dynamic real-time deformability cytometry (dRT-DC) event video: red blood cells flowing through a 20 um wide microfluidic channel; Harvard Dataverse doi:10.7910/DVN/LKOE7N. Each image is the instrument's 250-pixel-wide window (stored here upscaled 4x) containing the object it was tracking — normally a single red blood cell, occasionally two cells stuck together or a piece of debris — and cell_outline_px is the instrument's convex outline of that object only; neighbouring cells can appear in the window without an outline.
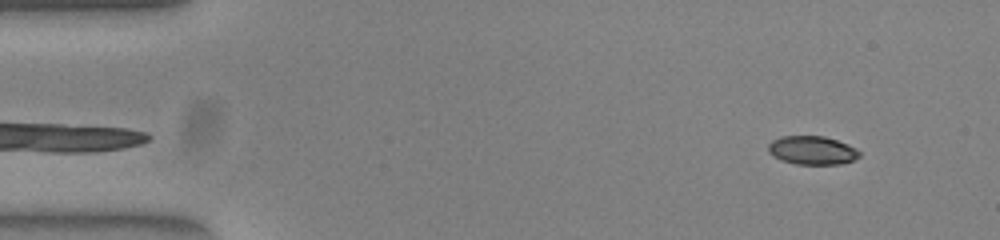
{"species": "common noctule bat (a hibernating species)", "species_latin": "Nyctalus noctula", "temperature_condition": "warm", "stored_images_in_passage": 51, "camera_frame_rate_fps": 3000, "um_per_image_px": 0.085, "animal": {"sex": "female", "body_mass_g": 23.0, "forearm_length_mm": 53.4}, "frame": {"image": 1, "passage_image": 3, "time_ms": 0.667, "image_size_px": [1000, 240], "cell_outline_px": [[860, 156], [852, 160], [840, 164], [796, 164], [780, 160], [772, 156], [768, 152], [768, 144], [772, 140], [780, 136], [824, 136], [848, 144], [856, 148], [860, 152]], "centroid_in_image_um": [69.0, 12.77], "position_along_channel_um": 16.0, "area_um2": 15.26}}
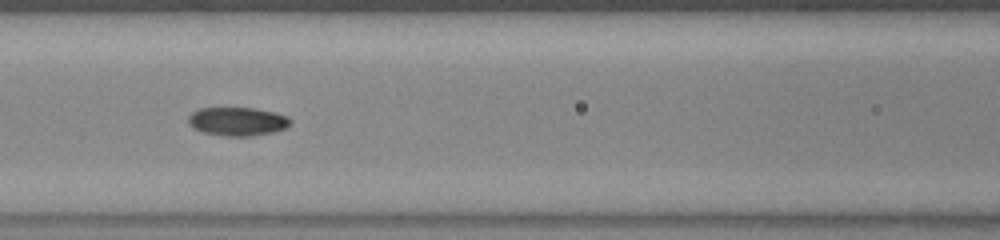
{"frame": {"image": 2, "passage_image": 21, "time_ms": 6.667, "image_size_px": [1000, 240], "cell_outline_px": [[292, 120], [284, 128], [272, 132], [248, 136], [224, 136], [204, 132], [192, 128], [188, 124], [188, 116], [192, 112], [200, 108], [256, 108], [288, 116]], "centroid_in_image_um": [20.14, 10.31], "position_along_channel_um": 146.5, "area_um2": 16.88}}
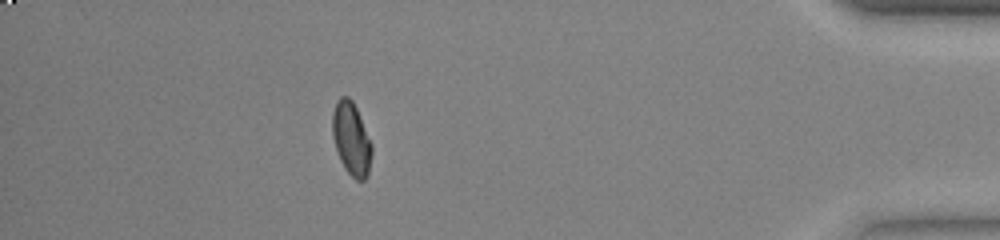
{"frame": {"image": 3, "passage_image": 45, "time_ms": 14.667, "image_size_px": [1000, 240], "cell_outline_px": [[372, 152], [368, 176], [364, 180], [356, 180], [344, 168], [340, 160], [332, 136], [332, 112], [336, 100], [340, 96], [348, 96], [352, 100], [356, 108], [372, 144]], "centroid_in_image_um": [29.85, 11.79], "position_along_channel_um": 405.3, "area_um2": 16.82}, "authors_computed_cell_mechanics": {"area_um2": 16.5308, "velocity_mm_per_s": 3.8899, "shape_relaxation_time_tau1_ms": 6.9007, "shape_relaxation_time_tau2_ms": 2.4598, "deformation_change_tau1": 0.2061, "deformation_change_tau2": 0.0545}}